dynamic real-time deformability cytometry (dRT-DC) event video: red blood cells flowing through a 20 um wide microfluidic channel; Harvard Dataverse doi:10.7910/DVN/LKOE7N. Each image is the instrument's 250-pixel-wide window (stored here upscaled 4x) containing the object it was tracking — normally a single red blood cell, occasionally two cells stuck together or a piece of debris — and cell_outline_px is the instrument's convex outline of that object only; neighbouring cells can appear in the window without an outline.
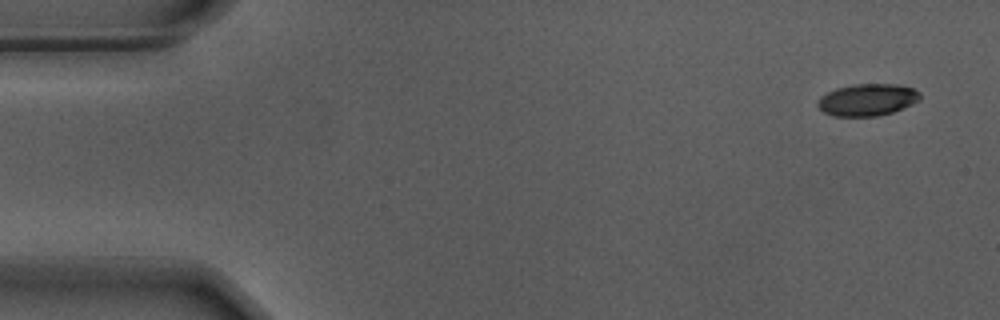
{"species": "Egyptian fruit bat (a non-hibernating species)", "species_latin": "Rousettus aegyptiacus", "temperature_condition": "warm", "stored_images_in_passage": 49, "camera_frame_rate_fps": 3000, "um_per_image_px": 0.085, "animal": {"sex": "male"}, "frame": {"image": 1, "passage_image": 1, "time_ms": 0.0, "image_size_px": [1000, 320], "cell_outline_px": [[920, 100], [892, 112], [876, 116], [832, 116], [824, 112], [816, 104], [816, 100], [820, 96], [836, 88], [852, 84], [892, 84], [912, 88], [920, 92]], "centroid_in_image_um": [73.68, 8.48], "position_along_channel_um": 11.3, "area_um2": 19.02}}
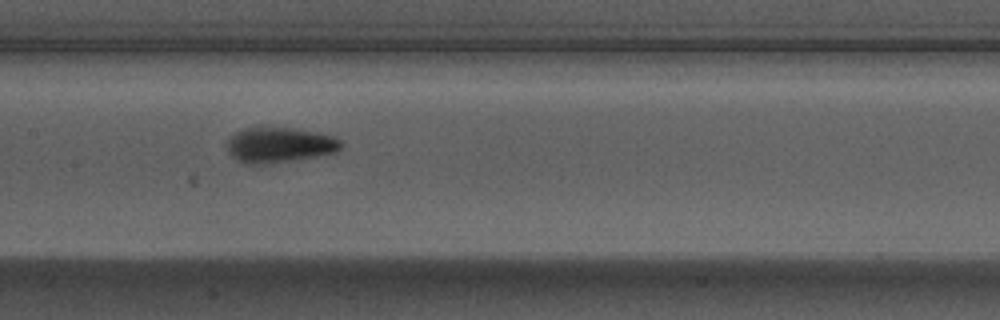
{"frame": {"image": 2, "passage_image": 25, "time_ms": 8.0, "image_size_px": [1000, 320], "cell_outline_px": [[344, 144], [336, 152], [296, 160], [260, 164], [244, 164], [236, 160], [228, 152], [228, 140], [236, 132], [244, 128], [288, 128], [332, 136], [340, 140]], "centroid_in_image_um": [23.73, 12.34], "position_along_channel_um": 183.7, "area_um2": 23.0}}
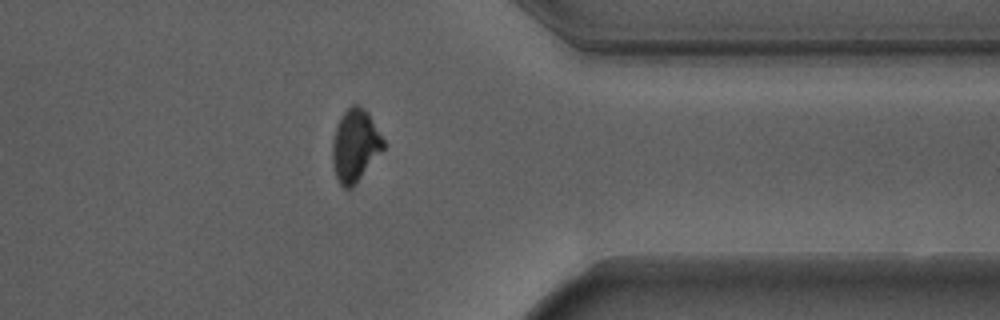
{"frame": {"image": 3, "passage_image": 42, "time_ms": 13.667, "image_size_px": [1000, 320], "cell_outline_px": [[384, 148], [352, 188], [344, 188], [340, 184], [336, 176], [332, 164], [332, 140], [336, 124], [340, 116], [352, 104], [356, 104], [364, 108], [368, 112], [384, 140]], "centroid_in_image_um": [30.16, 12.35], "position_along_channel_um": 381.2, "area_um2": 21.5}}